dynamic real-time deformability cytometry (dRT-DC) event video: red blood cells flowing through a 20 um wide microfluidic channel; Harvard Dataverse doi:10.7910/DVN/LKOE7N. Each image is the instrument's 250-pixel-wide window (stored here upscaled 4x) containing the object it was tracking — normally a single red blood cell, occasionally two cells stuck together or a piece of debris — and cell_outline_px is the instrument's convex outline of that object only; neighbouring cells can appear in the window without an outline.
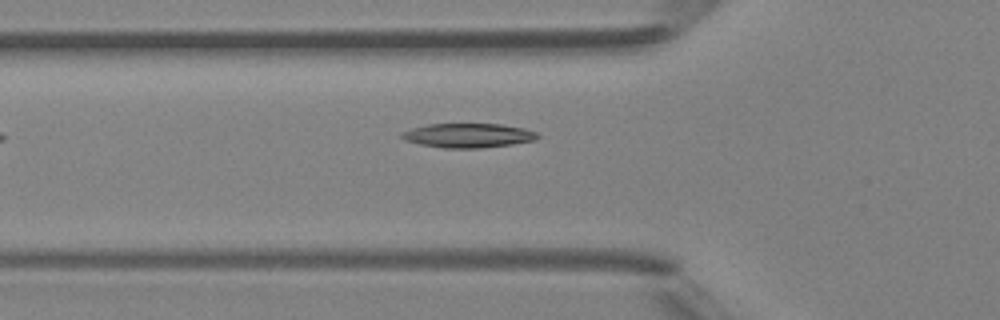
{"species": "Egyptian fruit bat (a non-hibernating species)", "species_latin": "Rousettus aegyptiacus", "temperature_condition": "room temperature", "stored_images_in_passage": 4, "camera_frame_rate_fps": 3000, "um_per_image_px": 0.085, "animal": {"sex": "female"}, "frame": {"image": 1, "passage_image": 4, "time_ms": 3.333, "image_size_px": [1000, 320], "cell_outline_px": [[540, 136], [536, 140], [512, 144], [480, 148], [444, 148], [420, 144], [404, 140], [400, 136], [400, 132], [412, 128], [428, 124], [500, 124], [524, 128], [536, 132]], "centroid_in_image_um": [39.78, 11.51], "position_along_channel_um": 86.0, "area_um2": 19.25}}